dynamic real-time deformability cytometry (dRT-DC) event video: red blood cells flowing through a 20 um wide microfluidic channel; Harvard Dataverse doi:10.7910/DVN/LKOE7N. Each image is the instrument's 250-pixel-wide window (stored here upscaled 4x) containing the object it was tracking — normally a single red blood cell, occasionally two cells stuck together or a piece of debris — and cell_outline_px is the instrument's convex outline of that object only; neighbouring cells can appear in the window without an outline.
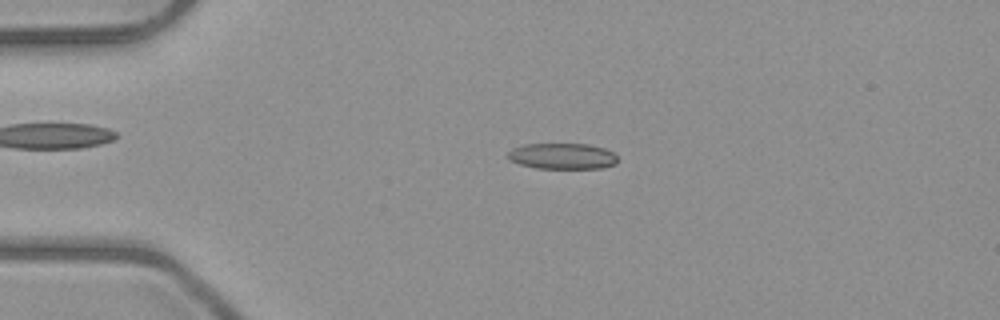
{"species": "common noctule bat (a hibernating species)", "species_latin": "Nyctalus noctula", "temperature_condition": "room temperature", "stored_images_in_passage": 3, "camera_frame_rate_fps": 3000, "um_per_image_px": 0.085, "animal": {"sex": "male", "body_mass_g": 23.1, "forearm_length_mm": 52.7}, "frame": {"image": 1, "passage_image": 3, "time_ms": 2.333, "image_size_px": [1000, 320], "cell_outline_px": [[620, 160], [616, 164], [604, 168], [536, 168], [520, 164], [508, 160], [508, 152], [512, 148], [524, 144], [588, 144], [604, 148], [612, 152]], "centroid_in_image_um": [47.82, 13.27], "position_along_channel_um": 37.2, "area_um2": 16.7}}